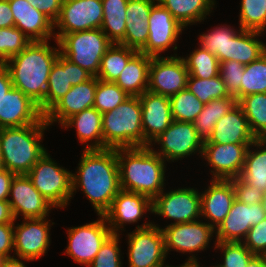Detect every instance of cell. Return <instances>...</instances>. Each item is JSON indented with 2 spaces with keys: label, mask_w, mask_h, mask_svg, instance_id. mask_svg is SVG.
<instances>
[{
  "label": "cell",
  "mask_w": 266,
  "mask_h": 267,
  "mask_svg": "<svg viewBox=\"0 0 266 267\" xmlns=\"http://www.w3.org/2000/svg\"><path fill=\"white\" fill-rule=\"evenodd\" d=\"M77 168L71 174L72 194L81 188L97 215H103L121 190L116 149H83Z\"/></svg>",
  "instance_id": "6da1fadb"
},
{
  "label": "cell",
  "mask_w": 266,
  "mask_h": 267,
  "mask_svg": "<svg viewBox=\"0 0 266 267\" xmlns=\"http://www.w3.org/2000/svg\"><path fill=\"white\" fill-rule=\"evenodd\" d=\"M57 47H51L48 41L31 42L19 54L5 62L13 87L22 90L35 102L45 115V95L51 68L60 54Z\"/></svg>",
  "instance_id": "7a4b0ae2"
},
{
  "label": "cell",
  "mask_w": 266,
  "mask_h": 267,
  "mask_svg": "<svg viewBox=\"0 0 266 267\" xmlns=\"http://www.w3.org/2000/svg\"><path fill=\"white\" fill-rule=\"evenodd\" d=\"M152 148L116 149L121 190L143 194L152 200L164 190L166 163Z\"/></svg>",
  "instance_id": "3957f363"
},
{
  "label": "cell",
  "mask_w": 266,
  "mask_h": 267,
  "mask_svg": "<svg viewBox=\"0 0 266 267\" xmlns=\"http://www.w3.org/2000/svg\"><path fill=\"white\" fill-rule=\"evenodd\" d=\"M41 123L0 129V147L5 169L15 175H27L47 152L41 144L48 127Z\"/></svg>",
  "instance_id": "277c9868"
},
{
  "label": "cell",
  "mask_w": 266,
  "mask_h": 267,
  "mask_svg": "<svg viewBox=\"0 0 266 267\" xmlns=\"http://www.w3.org/2000/svg\"><path fill=\"white\" fill-rule=\"evenodd\" d=\"M142 109L138 96H130L102 114L103 149L144 147Z\"/></svg>",
  "instance_id": "5b68a950"
},
{
  "label": "cell",
  "mask_w": 266,
  "mask_h": 267,
  "mask_svg": "<svg viewBox=\"0 0 266 267\" xmlns=\"http://www.w3.org/2000/svg\"><path fill=\"white\" fill-rule=\"evenodd\" d=\"M60 54L97 76L101 59L113 44L100 28L64 34L58 40Z\"/></svg>",
  "instance_id": "8992f818"
},
{
  "label": "cell",
  "mask_w": 266,
  "mask_h": 267,
  "mask_svg": "<svg viewBox=\"0 0 266 267\" xmlns=\"http://www.w3.org/2000/svg\"><path fill=\"white\" fill-rule=\"evenodd\" d=\"M57 164L46 152L32 167L27 176L51 205L55 208H65L73 197L72 172Z\"/></svg>",
  "instance_id": "52a82bcc"
},
{
  "label": "cell",
  "mask_w": 266,
  "mask_h": 267,
  "mask_svg": "<svg viewBox=\"0 0 266 267\" xmlns=\"http://www.w3.org/2000/svg\"><path fill=\"white\" fill-rule=\"evenodd\" d=\"M129 267H169L161 228L152 222L137 225L127 235Z\"/></svg>",
  "instance_id": "ba28073f"
},
{
  "label": "cell",
  "mask_w": 266,
  "mask_h": 267,
  "mask_svg": "<svg viewBox=\"0 0 266 267\" xmlns=\"http://www.w3.org/2000/svg\"><path fill=\"white\" fill-rule=\"evenodd\" d=\"M66 254L78 264L89 266L104 242L112 235L103 215L97 221L82 226L70 227Z\"/></svg>",
  "instance_id": "9c48e42d"
},
{
  "label": "cell",
  "mask_w": 266,
  "mask_h": 267,
  "mask_svg": "<svg viewBox=\"0 0 266 267\" xmlns=\"http://www.w3.org/2000/svg\"><path fill=\"white\" fill-rule=\"evenodd\" d=\"M103 21L102 0H63L61 12L54 22L55 40L64 34L101 28Z\"/></svg>",
  "instance_id": "30bf717a"
},
{
  "label": "cell",
  "mask_w": 266,
  "mask_h": 267,
  "mask_svg": "<svg viewBox=\"0 0 266 267\" xmlns=\"http://www.w3.org/2000/svg\"><path fill=\"white\" fill-rule=\"evenodd\" d=\"M152 142L154 143H151L150 147L155 143L161 145L159 152L154 148L153 151L167 162L184 159L197 151L202 156L203 152V141L191 122L173 120L170 126Z\"/></svg>",
  "instance_id": "8fae6325"
},
{
  "label": "cell",
  "mask_w": 266,
  "mask_h": 267,
  "mask_svg": "<svg viewBox=\"0 0 266 267\" xmlns=\"http://www.w3.org/2000/svg\"><path fill=\"white\" fill-rule=\"evenodd\" d=\"M152 213L174 220L173 224L197 221L201 217V192L186 187L163 190L152 200Z\"/></svg>",
  "instance_id": "7c38bea8"
},
{
  "label": "cell",
  "mask_w": 266,
  "mask_h": 267,
  "mask_svg": "<svg viewBox=\"0 0 266 267\" xmlns=\"http://www.w3.org/2000/svg\"><path fill=\"white\" fill-rule=\"evenodd\" d=\"M174 55L151 57L147 91L170 98L187 88V66L182 57Z\"/></svg>",
  "instance_id": "4fadbf2b"
},
{
  "label": "cell",
  "mask_w": 266,
  "mask_h": 267,
  "mask_svg": "<svg viewBox=\"0 0 266 267\" xmlns=\"http://www.w3.org/2000/svg\"><path fill=\"white\" fill-rule=\"evenodd\" d=\"M183 29L171 13L156 1L148 20L149 37L139 52L150 57H161L160 54L170 47L176 51L178 46L175 42Z\"/></svg>",
  "instance_id": "5bb4252c"
},
{
  "label": "cell",
  "mask_w": 266,
  "mask_h": 267,
  "mask_svg": "<svg viewBox=\"0 0 266 267\" xmlns=\"http://www.w3.org/2000/svg\"><path fill=\"white\" fill-rule=\"evenodd\" d=\"M161 230L166 256L171 249L183 254L204 251L209 247L208 244L215 233V230L207 222L201 220L189 223H170Z\"/></svg>",
  "instance_id": "9a60e30c"
},
{
  "label": "cell",
  "mask_w": 266,
  "mask_h": 267,
  "mask_svg": "<svg viewBox=\"0 0 266 267\" xmlns=\"http://www.w3.org/2000/svg\"><path fill=\"white\" fill-rule=\"evenodd\" d=\"M46 218L23 219L21 224H14L15 256L33 261L47 253L51 242V220Z\"/></svg>",
  "instance_id": "2e32d148"
},
{
  "label": "cell",
  "mask_w": 266,
  "mask_h": 267,
  "mask_svg": "<svg viewBox=\"0 0 266 267\" xmlns=\"http://www.w3.org/2000/svg\"><path fill=\"white\" fill-rule=\"evenodd\" d=\"M265 218L263 203L247 205L235 199L230 212L215 230L216 241L242 242L249 229Z\"/></svg>",
  "instance_id": "e0dca14e"
},
{
  "label": "cell",
  "mask_w": 266,
  "mask_h": 267,
  "mask_svg": "<svg viewBox=\"0 0 266 267\" xmlns=\"http://www.w3.org/2000/svg\"><path fill=\"white\" fill-rule=\"evenodd\" d=\"M8 202L15 220L22 215L23 219L48 217L49 211L55 208L34 187L27 175H15L10 186ZM19 215V216H18Z\"/></svg>",
  "instance_id": "ac0fdd59"
},
{
  "label": "cell",
  "mask_w": 266,
  "mask_h": 267,
  "mask_svg": "<svg viewBox=\"0 0 266 267\" xmlns=\"http://www.w3.org/2000/svg\"><path fill=\"white\" fill-rule=\"evenodd\" d=\"M251 144H203V157L213 170V179L232 180L240 177L248 147Z\"/></svg>",
  "instance_id": "d6986e66"
},
{
  "label": "cell",
  "mask_w": 266,
  "mask_h": 267,
  "mask_svg": "<svg viewBox=\"0 0 266 267\" xmlns=\"http://www.w3.org/2000/svg\"><path fill=\"white\" fill-rule=\"evenodd\" d=\"M148 211L152 213V199L143 194L120 190L103 216L112 234L120 235L119 230L123 231L125 224L136 223Z\"/></svg>",
  "instance_id": "ffe728a7"
},
{
  "label": "cell",
  "mask_w": 266,
  "mask_h": 267,
  "mask_svg": "<svg viewBox=\"0 0 266 267\" xmlns=\"http://www.w3.org/2000/svg\"><path fill=\"white\" fill-rule=\"evenodd\" d=\"M44 119L39 106L22 90L12 87L0 99V129L41 123Z\"/></svg>",
  "instance_id": "44dd1931"
},
{
  "label": "cell",
  "mask_w": 266,
  "mask_h": 267,
  "mask_svg": "<svg viewBox=\"0 0 266 267\" xmlns=\"http://www.w3.org/2000/svg\"><path fill=\"white\" fill-rule=\"evenodd\" d=\"M93 75L59 54L51 68L45 95V114L72 88Z\"/></svg>",
  "instance_id": "7402d4cb"
},
{
  "label": "cell",
  "mask_w": 266,
  "mask_h": 267,
  "mask_svg": "<svg viewBox=\"0 0 266 267\" xmlns=\"http://www.w3.org/2000/svg\"><path fill=\"white\" fill-rule=\"evenodd\" d=\"M142 109L144 147L149 146L173 122L169 97L145 91L138 96Z\"/></svg>",
  "instance_id": "603a6c76"
},
{
  "label": "cell",
  "mask_w": 266,
  "mask_h": 267,
  "mask_svg": "<svg viewBox=\"0 0 266 267\" xmlns=\"http://www.w3.org/2000/svg\"><path fill=\"white\" fill-rule=\"evenodd\" d=\"M98 78L72 86V88L44 115L48 125H62L72 115L93 107Z\"/></svg>",
  "instance_id": "cb8c5ba5"
},
{
  "label": "cell",
  "mask_w": 266,
  "mask_h": 267,
  "mask_svg": "<svg viewBox=\"0 0 266 267\" xmlns=\"http://www.w3.org/2000/svg\"><path fill=\"white\" fill-rule=\"evenodd\" d=\"M232 180L212 179L208 189L201 193V217L216 230L230 212L235 200Z\"/></svg>",
  "instance_id": "d4e9b609"
},
{
  "label": "cell",
  "mask_w": 266,
  "mask_h": 267,
  "mask_svg": "<svg viewBox=\"0 0 266 267\" xmlns=\"http://www.w3.org/2000/svg\"><path fill=\"white\" fill-rule=\"evenodd\" d=\"M14 16L15 27L19 28L31 42L55 40L54 22L44 13L32 7L26 0H8ZM54 29V30H53Z\"/></svg>",
  "instance_id": "484cf974"
},
{
  "label": "cell",
  "mask_w": 266,
  "mask_h": 267,
  "mask_svg": "<svg viewBox=\"0 0 266 267\" xmlns=\"http://www.w3.org/2000/svg\"><path fill=\"white\" fill-rule=\"evenodd\" d=\"M242 107L237 103L214 126L203 144H252L255 140Z\"/></svg>",
  "instance_id": "4316f807"
},
{
  "label": "cell",
  "mask_w": 266,
  "mask_h": 267,
  "mask_svg": "<svg viewBox=\"0 0 266 267\" xmlns=\"http://www.w3.org/2000/svg\"><path fill=\"white\" fill-rule=\"evenodd\" d=\"M157 0H128L124 39L119 43L140 51L149 37L148 20Z\"/></svg>",
  "instance_id": "83f0119b"
},
{
  "label": "cell",
  "mask_w": 266,
  "mask_h": 267,
  "mask_svg": "<svg viewBox=\"0 0 266 267\" xmlns=\"http://www.w3.org/2000/svg\"><path fill=\"white\" fill-rule=\"evenodd\" d=\"M61 126H75L78 140L87 145L84 149H103L102 114L96 108L90 107L72 115Z\"/></svg>",
  "instance_id": "f1b7e54d"
},
{
  "label": "cell",
  "mask_w": 266,
  "mask_h": 267,
  "mask_svg": "<svg viewBox=\"0 0 266 267\" xmlns=\"http://www.w3.org/2000/svg\"><path fill=\"white\" fill-rule=\"evenodd\" d=\"M151 57L137 52L121 71L115 83L129 96H141L148 89Z\"/></svg>",
  "instance_id": "f546056e"
},
{
  "label": "cell",
  "mask_w": 266,
  "mask_h": 267,
  "mask_svg": "<svg viewBox=\"0 0 266 267\" xmlns=\"http://www.w3.org/2000/svg\"><path fill=\"white\" fill-rule=\"evenodd\" d=\"M228 41L226 61L235 60L248 65L266 52V43L258 39L263 32L240 29Z\"/></svg>",
  "instance_id": "4dcf8cb0"
},
{
  "label": "cell",
  "mask_w": 266,
  "mask_h": 267,
  "mask_svg": "<svg viewBox=\"0 0 266 267\" xmlns=\"http://www.w3.org/2000/svg\"><path fill=\"white\" fill-rule=\"evenodd\" d=\"M177 22L186 28L206 19L215 7V0H157Z\"/></svg>",
  "instance_id": "1f68e13d"
},
{
  "label": "cell",
  "mask_w": 266,
  "mask_h": 267,
  "mask_svg": "<svg viewBox=\"0 0 266 267\" xmlns=\"http://www.w3.org/2000/svg\"><path fill=\"white\" fill-rule=\"evenodd\" d=\"M252 146L257 150H251ZM240 177L247 184L266 192V138L255 139L248 147Z\"/></svg>",
  "instance_id": "d6a6232c"
},
{
  "label": "cell",
  "mask_w": 266,
  "mask_h": 267,
  "mask_svg": "<svg viewBox=\"0 0 266 267\" xmlns=\"http://www.w3.org/2000/svg\"><path fill=\"white\" fill-rule=\"evenodd\" d=\"M102 4L103 21L100 29L112 43L119 44L125 35L128 0H102Z\"/></svg>",
  "instance_id": "836d02e7"
},
{
  "label": "cell",
  "mask_w": 266,
  "mask_h": 267,
  "mask_svg": "<svg viewBox=\"0 0 266 267\" xmlns=\"http://www.w3.org/2000/svg\"><path fill=\"white\" fill-rule=\"evenodd\" d=\"M237 103L238 101L235 97H223L204 104L203 110L193 122L197 135L203 142L208 140L211 136L217 121L228 113Z\"/></svg>",
  "instance_id": "e575fe53"
},
{
  "label": "cell",
  "mask_w": 266,
  "mask_h": 267,
  "mask_svg": "<svg viewBox=\"0 0 266 267\" xmlns=\"http://www.w3.org/2000/svg\"><path fill=\"white\" fill-rule=\"evenodd\" d=\"M135 49L113 43L101 59L97 78L106 82H115L128 61L137 53Z\"/></svg>",
  "instance_id": "d590c367"
},
{
  "label": "cell",
  "mask_w": 266,
  "mask_h": 267,
  "mask_svg": "<svg viewBox=\"0 0 266 267\" xmlns=\"http://www.w3.org/2000/svg\"><path fill=\"white\" fill-rule=\"evenodd\" d=\"M238 104L242 107L255 138H266V93L245 96Z\"/></svg>",
  "instance_id": "8d00e7d4"
},
{
  "label": "cell",
  "mask_w": 266,
  "mask_h": 267,
  "mask_svg": "<svg viewBox=\"0 0 266 267\" xmlns=\"http://www.w3.org/2000/svg\"><path fill=\"white\" fill-rule=\"evenodd\" d=\"M187 66L189 75L209 79L219 75L220 62L218 58L207 49L199 47L189 54V57H182Z\"/></svg>",
  "instance_id": "74e56055"
},
{
  "label": "cell",
  "mask_w": 266,
  "mask_h": 267,
  "mask_svg": "<svg viewBox=\"0 0 266 267\" xmlns=\"http://www.w3.org/2000/svg\"><path fill=\"white\" fill-rule=\"evenodd\" d=\"M266 93V52L245 65L240 84V100L248 95Z\"/></svg>",
  "instance_id": "f35d334b"
},
{
  "label": "cell",
  "mask_w": 266,
  "mask_h": 267,
  "mask_svg": "<svg viewBox=\"0 0 266 267\" xmlns=\"http://www.w3.org/2000/svg\"><path fill=\"white\" fill-rule=\"evenodd\" d=\"M172 118L175 121L193 123L204 104L187 88L169 98Z\"/></svg>",
  "instance_id": "ab89813d"
},
{
  "label": "cell",
  "mask_w": 266,
  "mask_h": 267,
  "mask_svg": "<svg viewBox=\"0 0 266 267\" xmlns=\"http://www.w3.org/2000/svg\"><path fill=\"white\" fill-rule=\"evenodd\" d=\"M187 89L203 104H207L214 99L233 97L229 94L220 74L209 79H200L189 75Z\"/></svg>",
  "instance_id": "60d3db41"
},
{
  "label": "cell",
  "mask_w": 266,
  "mask_h": 267,
  "mask_svg": "<svg viewBox=\"0 0 266 267\" xmlns=\"http://www.w3.org/2000/svg\"><path fill=\"white\" fill-rule=\"evenodd\" d=\"M239 28L263 32L266 30V0H241Z\"/></svg>",
  "instance_id": "b9f144b4"
},
{
  "label": "cell",
  "mask_w": 266,
  "mask_h": 267,
  "mask_svg": "<svg viewBox=\"0 0 266 267\" xmlns=\"http://www.w3.org/2000/svg\"><path fill=\"white\" fill-rule=\"evenodd\" d=\"M226 26L220 25L211 29L210 32L208 30V33L201 34L198 38L201 44L199 46L214 54L220 63L226 61L228 41L238 33L230 26Z\"/></svg>",
  "instance_id": "7bdbcfd3"
},
{
  "label": "cell",
  "mask_w": 266,
  "mask_h": 267,
  "mask_svg": "<svg viewBox=\"0 0 266 267\" xmlns=\"http://www.w3.org/2000/svg\"><path fill=\"white\" fill-rule=\"evenodd\" d=\"M129 97L115 82L98 79L93 107L103 114L115 109Z\"/></svg>",
  "instance_id": "ee69618b"
},
{
  "label": "cell",
  "mask_w": 266,
  "mask_h": 267,
  "mask_svg": "<svg viewBox=\"0 0 266 267\" xmlns=\"http://www.w3.org/2000/svg\"><path fill=\"white\" fill-rule=\"evenodd\" d=\"M30 43V39L19 28H0V63L19 54Z\"/></svg>",
  "instance_id": "f6af8a7d"
},
{
  "label": "cell",
  "mask_w": 266,
  "mask_h": 267,
  "mask_svg": "<svg viewBox=\"0 0 266 267\" xmlns=\"http://www.w3.org/2000/svg\"><path fill=\"white\" fill-rule=\"evenodd\" d=\"M215 248L223 252V264L214 267H246L249 260L254 256L242 242L214 241Z\"/></svg>",
  "instance_id": "bcb514c9"
},
{
  "label": "cell",
  "mask_w": 266,
  "mask_h": 267,
  "mask_svg": "<svg viewBox=\"0 0 266 267\" xmlns=\"http://www.w3.org/2000/svg\"><path fill=\"white\" fill-rule=\"evenodd\" d=\"M119 234H112L88 267H122Z\"/></svg>",
  "instance_id": "7dc6e473"
},
{
  "label": "cell",
  "mask_w": 266,
  "mask_h": 267,
  "mask_svg": "<svg viewBox=\"0 0 266 267\" xmlns=\"http://www.w3.org/2000/svg\"><path fill=\"white\" fill-rule=\"evenodd\" d=\"M245 65L235 60L220 63L219 74L229 94L240 101V84Z\"/></svg>",
  "instance_id": "c3c4849f"
},
{
  "label": "cell",
  "mask_w": 266,
  "mask_h": 267,
  "mask_svg": "<svg viewBox=\"0 0 266 267\" xmlns=\"http://www.w3.org/2000/svg\"><path fill=\"white\" fill-rule=\"evenodd\" d=\"M242 243L254 255L266 253V218L249 229Z\"/></svg>",
  "instance_id": "681fc988"
},
{
  "label": "cell",
  "mask_w": 266,
  "mask_h": 267,
  "mask_svg": "<svg viewBox=\"0 0 266 267\" xmlns=\"http://www.w3.org/2000/svg\"><path fill=\"white\" fill-rule=\"evenodd\" d=\"M235 198L247 205L262 203L264 192L247 184L241 177L232 179Z\"/></svg>",
  "instance_id": "f907efd6"
},
{
  "label": "cell",
  "mask_w": 266,
  "mask_h": 267,
  "mask_svg": "<svg viewBox=\"0 0 266 267\" xmlns=\"http://www.w3.org/2000/svg\"><path fill=\"white\" fill-rule=\"evenodd\" d=\"M32 7L55 22L61 12L63 0H26Z\"/></svg>",
  "instance_id": "816d5d0a"
},
{
  "label": "cell",
  "mask_w": 266,
  "mask_h": 267,
  "mask_svg": "<svg viewBox=\"0 0 266 267\" xmlns=\"http://www.w3.org/2000/svg\"><path fill=\"white\" fill-rule=\"evenodd\" d=\"M14 223L0 224V254L8 255L14 251Z\"/></svg>",
  "instance_id": "f5cc1de1"
},
{
  "label": "cell",
  "mask_w": 266,
  "mask_h": 267,
  "mask_svg": "<svg viewBox=\"0 0 266 267\" xmlns=\"http://www.w3.org/2000/svg\"><path fill=\"white\" fill-rule=\"evenodd\" d=\"M15 21L8 0H0V28L14 27Z\"/></svg>",
  "instance_id": "db71d44e"
},
{
  "label": "cell",
  "mask_w": 266,
  "mask_h": 267,
  "mask_svg": "<svg viewBox=\"0 0 266 267\" xmlns=\"http://www.w3.org/2000/svg\"><path fill=\"white\" fill-rule=\"evenodd\" d=\"M15 174L8 170L0 172V201H8L11 182Z\"/></svg>",
  "instance_id": "11a10c76"
},
{
  "label": "cell",
  "mask_w": 266,
  "mask_h": 267,
  "mask_svg": "<svg viewBox=\"0 0 266 267\" xmlns=\"http://www.w3.org/2000/svg\"><path fill=\"white\" fill-rule=\"evenodd\" d=\"M12 80L5 63H0V99L12 88Z\"/></svg>",
  "instance_id": "9f6ffc18"
},
{
  "label": "cell",
  "mask_w": 266,
  "mask_h": 267,
  "mask_svg": "<svg viewBox=\"0 0 266 267\" xmlns=\"http://www.w3.org/2000/svg\"><path fill=\"white\" fill-rule=\"evenodd\" d=\"M16 220L8 201H0V224L14 223Z\"/></svg>",
  "instance_id": "6f0895ef"
},
{
  "label": "cell",
  "mask_w": 266,
  "mask_h": 267,
  "mask_svg": "<svg viewBox=\"0 0 266 267\" xmlns=\"http://www.w3.org/2000/svg\"><path fill=\"white\" fill-rule=\"evenodd\" d=\"M22 260L32 261L24 258H17L15 256L9 257L3 267H27Z\"/></svg>",
  "instance_id": "680465c9"
},
{
  "label": "cell",
  "mask_w": 266,
  "mask_h": 267,
  "mask_svg": "<svg viewBox=\"0 0 266 267\" xmlns=\"http://www.w3.org/2000/svg\"><path fill=\"white\" fill-rule=\"evenodd\" d=\"M246 267H266L264 257L262 255H254L246 265Z\"/></svg>",
  "instance_id": "91938a15"
},
{
  "label": "cell",
  "mask_w": 266,
  "mask_h": 267,
  "mask_svg": "<svg viewBox=\"0 0 266 267\" xmlns=\"http://www.w3.org/2000/svg\"><path fill=\"white\" fill-rule=\"evenodd\" d=\"M187 259L188 260L185 263H183L182 265H180L179 267H202L199 265L200 263L198 262V259H196L195 254L194 255L192 254ZM169 267H174V266L170 265ZM176 267H178V266H176Z\"/></svg>",
  "instance_id": "94428289"
},
{
  "label": "cell",
  "mask_w": 266,
  "mask_h": 267,
  "mask_svg": "<svg viewBox=\"0 0 266 267\" xmlns=\"http://www.w3.org/2000/svg\"><path fill=\"white\" fill-rule=\"evenodd\" d=\"M9 256L5 254H0V267H3L8 260Z\"/></svg>",
  "instance_id": "6125c7cd"
},
{
  "label": "cell",
  "mask_w": 266,
  "mask_h": 267,
  "mask_svg": "<svg viewBox=\"0 0 266 267\" xmlns=\"http://www.w3.org/2000/svg\"><path fill=\"white\" fill-rule=\"evenodd\" d=\"M5 170V166L3 163V158H2V151H1V147H0V172Z\"/></svg>",
  "instance_id": "be15d7a7"
},
{
  "label": "cell",
  "mask_w": 266,
  "mask_h": 267,
  "mask_svg": "<svg viewBox=\"0 0 266 267\" xmlns=\"http://www.w3.org/2000/svg\"><path fill=\"white\" fill-rule=\"evenodd\" d=\"M262 203H263L264 209L266 210V192H264V197H263Z\"/></svg>",
  "instance_id": "e7e4bbea"
},
{
  "label": "cell",
  "mask_w": 266,
  "mask_h": 267,
  "mask_svg": "<svg viewBox=\"0 0 266 267\" xmlns=\"http://www.w3.org/2000/svg\"><path fill=\"white\" fill-rule=\"evenodd\" d=\"M264 257L265 263H266V253L262 255Z\"/></svg>",
  "instance_id": "03108f58"
}]
</instances>
